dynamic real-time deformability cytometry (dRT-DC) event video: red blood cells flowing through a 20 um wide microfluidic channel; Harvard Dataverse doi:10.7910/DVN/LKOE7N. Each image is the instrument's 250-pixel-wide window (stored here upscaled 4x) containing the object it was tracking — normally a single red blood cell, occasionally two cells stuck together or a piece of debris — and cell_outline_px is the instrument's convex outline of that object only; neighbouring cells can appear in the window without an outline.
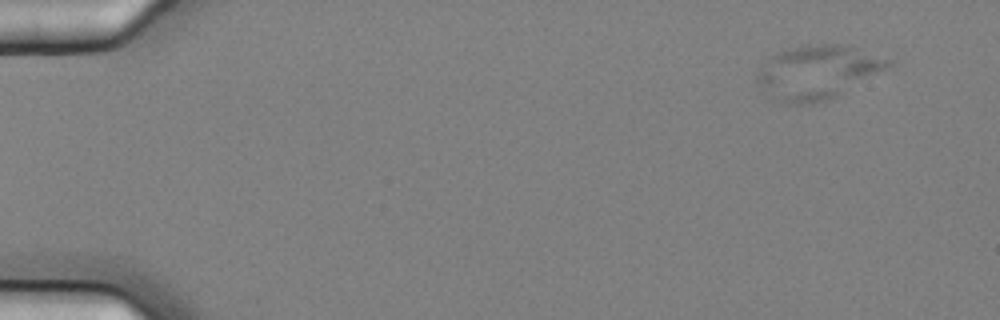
{"species": "common noctule bat (a hibernating species)", "species_latin": "Nyctalus noctula", "temperature_condition": "cold", "stored_images_in_passage": 5, "camera_frame_rate_fps": 3000, "um_per_image_px": 0.085, "animal": {"sex": "female", "body_mass_g": 25.1}, "frame": {"image": 1, "passage_image": 1, "time_ms": 0.0, "image_size_px": [1000, 320], "cell_outline_px": [[892, 64], [836, 96], [812, 104], [784, 104], [772, 96], [756, 84], [756, 72], [776, 52], [808, 44], [844, 44], [892, 60]], "centroid_in_image_um": [69.43, 6.13], "position_along_channel_um": 15.6, "area_um2": 40.29}}
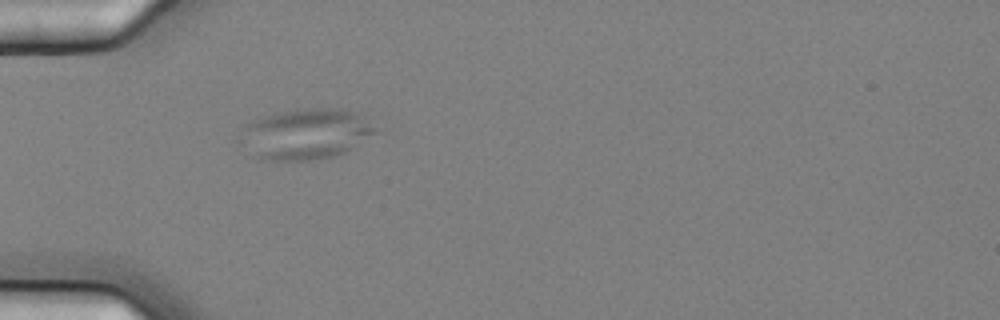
{"frame": {"image": 2, "passage_image": 5, "time_ms": 1.333, "image_size_px": [1000, 320], "cell_outline_px": [[380, 132], [352, 148], [344, 152], [332, 156], [308, 160], [256, 160], [248, 156], [244, 132], [244, 124], [252, 120], [264, 116], [280, 112], [308, 108], [336, 108], [356, 112], [364, 116]], "centroid_in_image_um": [26.02, 11.39], "position_along_channel_um": 59.0, "area_um2": 39.77}}